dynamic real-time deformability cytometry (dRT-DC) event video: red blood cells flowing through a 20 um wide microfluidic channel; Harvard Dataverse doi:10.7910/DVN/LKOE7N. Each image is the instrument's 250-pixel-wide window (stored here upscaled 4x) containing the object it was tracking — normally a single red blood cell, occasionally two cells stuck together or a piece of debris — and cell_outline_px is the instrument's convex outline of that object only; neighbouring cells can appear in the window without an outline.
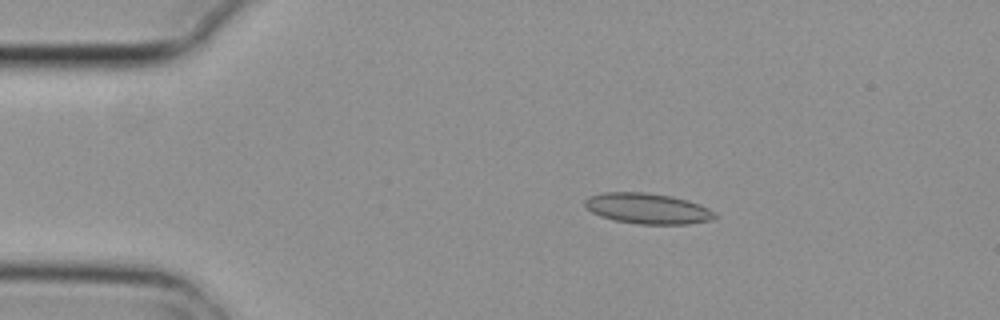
{"species": "common noctule bat (a hibernating species)", "species_latin": "Nyctalus noctula", "temperature_condition": "cold", "stored_images_in_passage": 5, "camera_frame_rate_fps": 3000, "um_per_image_px": 0.085, "animal": {"sex": "female", "body_mass_g": 29.2, "forearm_length_mm": 56.3}, "frame": {"image": 1, "passage_image": 3, "time_ms": 0.667, "image_size_px": [1000, 320], "cell_outline_px": [[716, 216], [712, 220], [688, 224], [636, 224], [616, 220], [600, 216], [592, 212], [584, 204], [584, 200], [588, 196], [604, 192], [648, 192], [672, 196], [688, 200], [708, 208], [716, 212]], "centroid_in_image_um": [55.05, 17.72], "position_along_channel_um": 30.0, "area_um2": 23.29}}